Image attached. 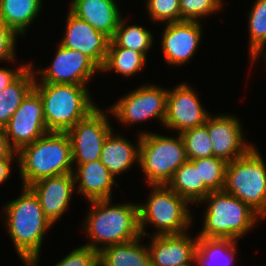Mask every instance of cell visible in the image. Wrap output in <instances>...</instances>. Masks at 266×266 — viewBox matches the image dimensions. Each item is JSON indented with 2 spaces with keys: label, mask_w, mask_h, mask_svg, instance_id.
<instances>
[{
  "label": "cell",
  "mask_w": 266,
  "mask_h": 266,
  "mask_svg": "<svg viewBox=\"0 0 266 266\" xmlns=\"http://www.w3.org/2000/svg\"><path fill=\"white\" fill-rule=\"evenodd\" d=\"M22 189L21 196L3 207L4 223L20 259L26 266H36L43 237L52 223L45 217L36 194L29 187Z\"/></svg>",
  "instance_id": "cell-1"
},
{
  "label": "cell",
  "mask_w": 266,
  "mask_h": 266,
  "mask_svg": "<svg viewBox=\"0 0 266 266\" xmlns=\"http://www.w3.org/2000/svg\"><path fill=\"white\" fill-rule=\"evenodd\" d=\"M111 201V199L89 201L92 207L87 214L84 230L90 242L84 246L98 252L108 246L141 237L139 203L111 205Z\"/></svg>",
  "instance_id": "cell-2"
},
{
  "label": "cell",
  "mask_w": 266,
  "mask_h": 266,
  "mask_svg": "<svg viewBox=\"0 0 266 266\" xmlns=\"http://www.w3.org/2000/svg\"><path fill=\"white\" fill-rule=\"evenodd\" d=\"M24 187L36 181L73 172L71 140L67 132H48L18 153Z\"/></svg>",
  "instance_id": "cell-3"
},
{
  "label": "cell",
  "mask_w": 266,
  "mask_h": 266,
  "mask_svg": "<svg viewBox=\"0 0 266 266\" xmlns=\"http://www.w3.org/2000/svg\"><path fill=\"white\" fill-rule=\"evenodd\" d=\"M87 85L34 83L43 103L45 124L49 132H68L97 106Z\"/></svg>",
  "instance_id": "cell-4"
},
{
  "label": "cell",
  "mask_w": 266,
  "mask_h": 266,
  "mask_svg": "<svg viewBox=\"0 0 266 266\" xmlns=\"http://www.w3.org/2000/svg\"><path fill=\"white\" fill-rule=\"evenodd\" d=\"M203 202H207V208L198 237L238 241L261 218L247 204L224 190L211 191L200 203Z\"/></svg>",
  "instance_id": "cell-5"
},
{
  "label": "cell",
  "mask_w": 266,
  "mask_h": 266,
  "mask_svg": "<svg viewBox=\"0 0 266 266\" xmlns=\"http://www.w3.org/2000/svg\"><path fill=\"white\" fill-rule=\"evenodd\" d=\"M152 188L145 204H139V227L141 236H146L145 225L156 228L153 235H171L187 232L192 222L189 202L167 185H150Z\"/></svg>",
  "instance_id": "cell-6"
},
{
  "label": "cell",
  "mask_w": 266,
  "mask_h": 266,
  "mask_svg": "<svg viewBox=\"0 0 266 266\" xmlns=\"http://www.w3.org/2000/svg\"><path fill=\"white\" fill-rule=\"evenodd\" d=\"M225 192L239 198L260 217H266V164L257 148L227 164Z\"/></svg>",
  "instance_id": "cell-7"
},
{
  "label": "cell",
  "mask_w": 266,
  "mask_h": 266,
  "mask_svg": "<svg viewBox=\"0 0 266 266\" xmlns=\"http://www.w3.org/2000/svg\"><path fill=\"white\" fill-rule=\"evenodd\" d=\"M141 134L139 165L149 185H167L175 171L188 160L180 134L173 138L152 132Z\"/></svg>",
  "instance_id": "cell-8"
},
{
  "label": "cell",
  "mask_w": 266,
  "mask_h": 266,
  "mask_svg": "<svg viewBox=\"0 0 266 266\" xmlns=\"http://www.w3.org/2000/svg\"><path fill=\"white\" fill-rule=\"evenodd\" d=\"M3 128L11 149L17 153L49 132L45 124L41 97L34 88Z\"/></svg>",
  "instance_id": "cell-9"
},
{
  "label": "cell",
  "mask_w": 266,
  "mask_h": 266,
  "mask_svg": "<svg viewBox=\"0 0 266 266\" xmlns=\"http://www.w3.org/2000/svg\"><path fill=\"white\" fill-rule=\"evenodd\" d=\"M167 89L152 85H142L122 97L109 112L122 124L132 125L150 118H158L164 124L166 114Z\"/></svg>",
  "instance_id": "cell-10"
},
{
  "label": "cell",
  "mask_w": 266,
  "mask_h": 266,
  "mask_svg": "<svg viewBox=\"0 0 266 266\" xmlns=\"http://www.w3.org/2000/svg\"><path fill=\"white\" fill-rule=\"evenodd\" d=\"M112 131L107 113L99 107L78 121L67 132L71 140L73 167L74 164L99 160L104 141Z\"/></svg>",
  "instance_id": "cell-11"
},
{
  "label": "cell",
  "mask_w": 266,
  "mask_h": 266,
  "mask_svg": "<svg viewBox=\"0 0 266 266\" xmlns=\"http://www.w3.org/2000/svg\"><path fill=\"white\" fill-rule=\"evenodd\" d=\"M56 55L49 67L40 68L35 83L87 85L95 72L101 68L87 55L78 50L69 49L58 44ZM41 75V76H39Z\"/></svg>",
  "instance_id": "cell-12"
},
{
  "label": "cell",
  "mask_w": 266,
  "mask_h": 266,
  "mask_svg": "<svg viewBox=\"0 0 266 266\" xmlns=\"http://www.w3.org/2000/svg\"><path fill=\"white\" fill-rule=\"evenodd\" d=\"M195 90L186 83L167 89L166 114L163 126L182 132L204 125L208 111L201 105Z\"/></svg>",
  "instance_id": "cell-13"
},
{
  "label": "cell",
  "mask_w": 266,
  "mask_h": 266,
  "mask_svg": "<svg viewBox=\"0 0 266 266\" xmlns=\"http://www.w3.org/2000/svg\"><path fill=\"white\" fill-rule=\"evenodd\" d=\"M205 125L210 136L213 155L227 163L247 154L254 146L245 142L242 124L231 115H209Z\"/></svg>",
  "instance_id": "cell-14"
},
{
  "label": "cell",
  "mask_w": 266,
  "mask_h": 266,
  "mask_svg": "<svg viewBox=\"0 0 266 266\" xmlns=\"http://www.w3.org/2000/svg\"><path fill=\"white\" fill-rule=\"evenodd\" d=\"M162 35V52L166 63L179 66L193 57L201 42L200 21L167 23Z\"/></svg>",
  "instance_id": "cell-15"
},
{
  "label": "cell",
  "mask_w": 266,
  "mask_h": 266,
  "mask_svg": "<svg viewBox=\"0 0 266 266\" xmlns=\"http://www.w3.org/2000/svg\"><path fill=\"white\" fill-rule=\"evenodd\" d=\"M66 21V31L60 45L80 51L102 68L107 56L110 38L97 31L88 22L78 18L70 10Z\"/></svg>",
  "instance_id": "cell-16"
},
{
  "label": "cell",
  "mask_w": 266,
  "mask_h": 266,
  "mask_svg": "<svg viewBox=\"0 0 266 266\" xmlns=\"http://www.w3.org/2000/svg\"><path fill=\"white\" fill-rule=\"evenodd\" d=\"M148 245L151 266H183L195 263L198 236L187 232L171 235H152Z\"/></svg>",
  "instance_id": "cell-17"
},
{
  "label": "cell",
  "mask_w": 266,
  "mask_h": 266,
  "mask_svg": "<svg viewBox=\"0 0 266 266\" xmlns=\"http://www.w3.org/2000/svg\"><path fill=\"white\" fill-rule=\"evenodd\" d=\"M74 176L67 173L40 179L29 186L36 194L45 217L52 225L59 220L69 207L75 191Z\"/></svg>",
  "instance_id": "cell-18"
},
{
  "label": "cell",
  "mask_w": 266,
  "mask_h": 266,
  "mask_svg": "<svg viewBox=\"0 0 266 266\" xmlns=\"http://www.w3.org/2000/svg\"><path fill=\"white\" fill-rule=\"evenodd\" d=\"M75 165L72 174L75 184L79 182L77 190L80 194L88 201L112 199L115 177L100 160Z\"/></svg>",
  "instance_id": "cell-19"
},
{
  "label": "cell",
  "mask_w": 266,
  "mask_h": 266,
  "mask_svg": "<svg viewBox=\"0 0 266 266\" xmlns=\"http://www.w3.org/2000/svg\"><path fill=\"white\" fill-rule=\"evenodd\" d=\"M69 10L110 39L122 16L115 0H72Z\"/></svg>",
  "instance_id": "cell-20"
},
{
  "label": "cell",
  "mask_w": 266,
  "mask_h": 266,
  "mask_svg": "<svg viewBox=\"0 0 266 266\" xmlns=\"http://www.w3.org/2000/svg\"><path fill=\"white\" fill-rule=\"evenodd\" d=\"M138 136L137 147L113 131L105 139L99 160L114 177L130 169L133 163L139 164L141 134Z\"/></svg>",
  "instance_id": "cell-21"
},
{
  "label": "cell",
  "mask_w": 266,
  "mask_h": 266,
  "mask_svg": "<svg viewBox=\"0 0 266 266\" xmlns=\"http://www.w3.org/2000/svg\"><path fill=\"white\" fill-rule=\"evenodd\" d=\"M167 186L189 203H200L211 191L200 181L199 159L187 160L173 174Z\"/></svg>",
  "instance_id": "cell-22"
},
{
  "label": "cell",
  "mask_w": 266,
  "mask_h": 266,
  "mask_svg": "<svg viewBox=\"0 0 266 266\" xmlns=\"http://www.w3.org/2000/svg\"><path fill=\"white\" fill-rule=\"evenodd\" d=\"M141 239L104 248L99 252V266H151L149 249L140 245Z\"/></svg>",
  "instance_id": "cell-23"
},
{
  "label": "cell",
  "mask_w": 266,
  "mask_h": 266,
  "mask_svg": "<svg viewBox=\"0 0 266 266\" xmlns=\"http://www.w3.org/2000/svg\"><path fill=\"white\" fill-rule=\"evenodd\" d=\"M32 63L0 93V127H4L23 99L34 88L36 74Z\"/></svg>",
  "instance_id": "cell-24"
},
{
  "label": "cell",
  "mask_w": 266,
  "mask_h": 266,
  "mask_svg": "<svg viewBox=\"0 0 266 266\" xmlns=\"http://www.w3.org/2000/svg\"><path fill=\"white\" fill-rule=\"evenodd\" d=\"M236 240L198 237L196 266H232L236 254Z\"/></svg>",
  "instance_id": "cell-25"
},
{
  "label": "cell",
  "mask_w": 266,
  "mask_h": 266,
  "mask_svg": "<svg viewBox=\"0 0 266 266\" xmlns=\"http://www.w3.org/2000/svg\"><path fill=\"white\" fill-rule=\"evenodd\" d=\"M42 0H0V19L19 35H24L41 13Z\"/></svg>",
  "instance_id": "cell-26"
},
{
  "label": "cell",
  "mask_w": 266,
  "mask_h": 266,
  "mask_svg": "<svg viewBox=\"0 0 266 266\" xmlns=\"http://www.w3.org/2000/svg\"><path fill=\"white\" fill-rule=\"evenodd\" d=\"M146 58L143 53L131 49L118 47L111 39L108 46L107 56L101 68V72L113 70L125 77L133 76L145 66Z\"/></svg>",
  "instance_id": "cell-27"
},
{
  "label": "cell",
  "mask_w": 266,
  "mask_h": 266,
  "mask_svg": "<svg viewBox=\"0 0 266 266\" xmlns=\"http://www.w3.org/2000/svg\"><path fill=\"white\" fill-rule=\"evenodd\" d=\"M121 17L118 27L111 40L118 46L135 52L143 53L145 56L153 45V36L149 29L138 25H128Z\"/></svg>",
  "instance_id": "cell-28"
},
{
  "label": "cell",
  "mask_w": 266,
  "mask_h": 266,
  "mask_svg": "<svg viewBox=\"0 0 266 266\" xmlns=\"http://www.w3.org/2000/svg\"><path fill=\"white\" fill-rule=\"evenodd\" d=\"M188 160L212 157L213 149L206 125H201L182 132Z\"/></svg>",
  "instance_id": "cell-29"
},
{
  "label": "cell",
  "mask_w": 266,
  "mask_h": 266,
  "mask_svg": "<svg viewBox=\"0 0 266 266\" xmlns=\"http://www.w3.org/2000/svg\"><path fill=\"white\" fill-rule=\"evenodd\" d=\"M227 162L215 156L199 159L200 181L210 191L224 189Z\"/></svg>",
  "instance_id": "cell-30"
},
{
  "label": "cell",
  "mask_w": 266,
  "mask_h": 266,
  "mask_svg": "<svg viewBox=\"0 0 266 266\" xmlns=\"http://www.w3.org/2000/svg\"><path fill=\"white\" fill-rule=\"evenodd\" d=\"M222 0H180V21H199L222 9Z\"/></svg>",
  "instance_id": "cell-31"
},
{
  "label": "cell",
  "mask_w": 266,
  "mask_h": 266,
  "mask_svg": "<svg viewBox=\"0 0 266 266\" xmlns=\"http://www.w3.org/2000/svg\"><path fill=\"white\" fill-rule=\"evenodd\" d=\"M248 20L251 52L266 36V0L254 2Z\"/></svg>",
  "instance_id": "cell-32"
},
{
  "label": "cell",
  "mask_w": 266,
  "mask_h": 266,
  "mask_svg": "<svg viewBox=\"0 0 266 266\" xmlns=\"http://www.w3.org/2000/svg\"><path fill=\"white\" fill-rule=\"evenodd\" d=\"M145 6L155 22H180V0H148Z\"/></svg>",
  "instance_id": "cell-33"
},
{
  "label": "cell",
  "mask_w": 266,
  "mask_h": 266,
  "mask_svg": "<svg viewBox=\"0 0 266 266\" xmlns=\"http://www.w3.org/2000/svg\"><path fill=\"white\" fill-rule=\"evenodd\" d=\"M55 266H99V252L82 245L67 254Z\"/></svg>",
  "instance_id": "cell-34"
},
{
  "label": "cell",
  "mask_w": 266,
  "mask_h": 266,
  "mask_svg": "<svg viewBox=\"0 0 266 266\" xmlns=\"http://www.w3.org/2000/svg\"><path fill=\"white\" fill-rule=\"evenodd\" d=\"M18 33L0 19V61H15Z\"/></svg>",
  "instance_id": "cell-35"
},
{
  "label": "cell",
  "mask_w": 266,
  "mask_h": 266,
  "mask_svg": "<svg viewBox=\"0 0 266 266\" xmlns=\"http://www.w3.org/2000/svg\"><path fill=\"white\" fill-rule=\"evenodd\" d=\"M29 64L21 65L15 69L0 68V93L13 82Z\"/></svg>",
  "instance_id": "cell-36"
},
{
  "label": "cell",
  "mask_w": 266,
  "mask_h": 266,
  "mask_svg": "<svg viewBox=\"0 0 266 266\" xmlns=\"http://www.w3.org/2000/svg\"><path fill=\"white\" fill-rule=\"evenodd\" d=\"M14 156L18 158L17 152L12 151L8 156L0 157V184L8 180L11 175V165L13 159H15Z\"/></svg>",
  "instance_id": "cell-37"
},
{
  "label": "cell",
  "mask_w": 266,
  "mask_h": 266,
  "mask_svg": "<svg viewBox=\"0 0 266 266\" xmlns=\"http://www.w3.org/2000/svg\"><path fill=\"white\" fill-rule=\"evenodd\" d=\"M13 150L11 149L4 128L0 127V157L8 156Z\"/></svg>",
  "instance_id": "cell-38"
},
{
  "label": "cell",
  "mask_w": 266,
  "mask_h": 266,
  "mask_svg": "<svg viewBox=\"0 0 266 266\" xmlns=\"http://www.w3.org/2000/svg\"><path fill=\"white\" fill-rule=\"evenodd\" d=\"M265 44H266V36L251 52H249L252 64L259 58V55L262 56V54H263V56H265L264 59L266 61V51L264 50ZM263 51H265V52L263 53Z\"/></svg>",
  "instance_id": "cell-39"
}]
</instances>
